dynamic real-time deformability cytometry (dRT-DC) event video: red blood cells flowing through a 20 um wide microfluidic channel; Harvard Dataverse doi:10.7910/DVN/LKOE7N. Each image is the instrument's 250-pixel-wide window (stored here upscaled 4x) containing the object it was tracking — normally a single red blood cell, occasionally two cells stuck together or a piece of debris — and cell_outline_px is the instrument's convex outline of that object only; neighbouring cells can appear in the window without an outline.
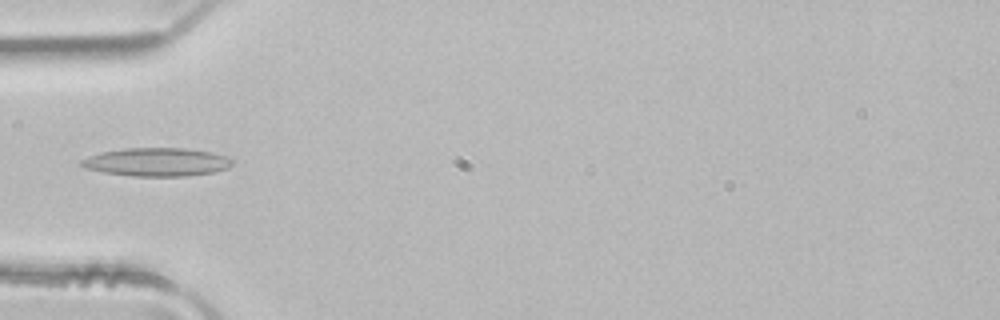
{"species": "common noctule bat (a hibernating species)", "species_latin": "Nyctalus noctula", "temperature_condition": "room temperature", "stored_images_in_passage": 3, "camera_frame_rate_fps": 3000, "um_per_image_px": 0.085, "animal": {"sex": "male", "body_mass_g": 21.5, "forearm_length_mm": 52.0}, "frame": {"image": 1, "passage_image": 3, "time_ms": 0.667, "image_size_px": [1000, 320], "cell_outline_px": [[232, 164], [228, 168], [216, 172], [188, 176], [132, 176], [104, 172], [84, 168], [80, 164], [80, 160], [88, 156], [100, 152], [124, 148], [188, 148], [212, 152], [228, 156], [232, 160]], "centroid_in_image_um": [13.34, 13.77], "position_along_channel_um": 71.7, "area_um2": 25.2}}